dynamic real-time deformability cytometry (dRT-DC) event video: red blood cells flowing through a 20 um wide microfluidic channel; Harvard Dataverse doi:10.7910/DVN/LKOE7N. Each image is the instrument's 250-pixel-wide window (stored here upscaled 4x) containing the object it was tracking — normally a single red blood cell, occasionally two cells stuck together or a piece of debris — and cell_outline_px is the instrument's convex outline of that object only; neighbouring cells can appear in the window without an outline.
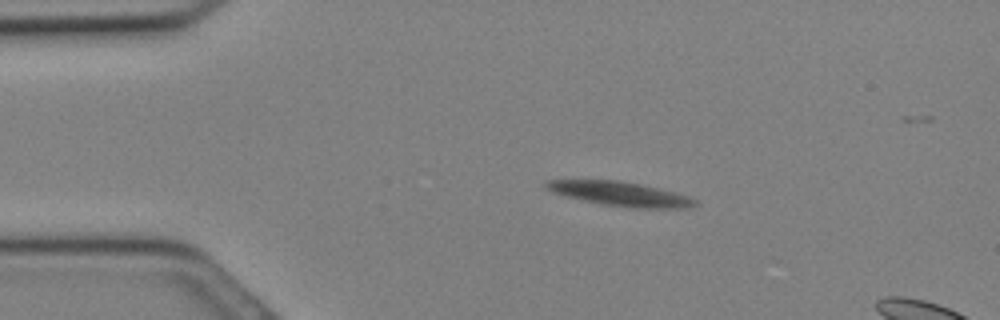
{"species": "Egyptian fruit bat (a non-hibernating species)", "species_latin": "Rousettus aegyptiacus", "temperature_condition": "cold", "stored_images_in_passage": 7, "camera_frame_rate_fps": 3000, "um_per_image_px": 0.085, "animal": {"sex": "female"}, "frame": {"image": 1, "passage_image": 3, "time_ms": 0.667, "image_size_px": [1000, 320], "cell_outline_px": [[700, 204], [680, 208], [636, 208], [604, 204], [584, 200], [552, 192], [544, 188], [544, 180], [620, 180], [640, 184], [676, 192], [688, 196], [696, 200]], "centroid_in_image_um": [52.71, 16.46], "position_along_channel_um": 32.3, "area_um2": 20.87}}